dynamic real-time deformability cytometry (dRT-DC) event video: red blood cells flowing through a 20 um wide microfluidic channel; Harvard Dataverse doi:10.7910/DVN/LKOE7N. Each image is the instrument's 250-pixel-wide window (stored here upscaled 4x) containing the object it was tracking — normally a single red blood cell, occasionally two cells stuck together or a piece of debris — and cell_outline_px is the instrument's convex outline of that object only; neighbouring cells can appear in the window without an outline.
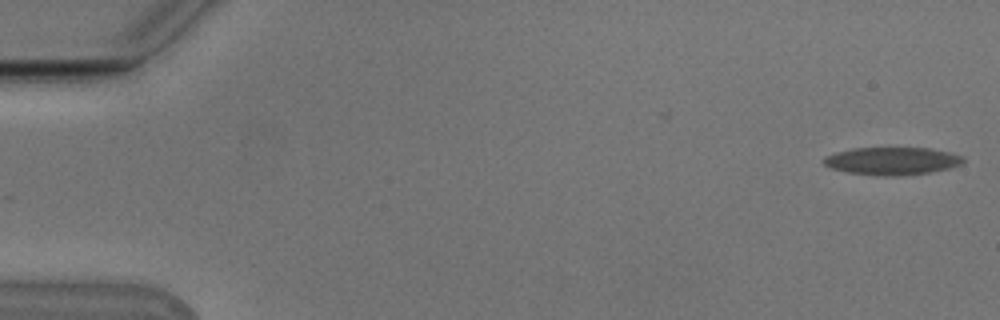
{"species": "Egyptian fruit bat (a non-hibernating species)", "species_latin": "Rousettus aegyptiacus", "temperature_condition": "cold", "stored_images_in_passage": 3, "camera_frame_rate_fps": 3000, "um_per_image_px": 0.085, "animal": {"sex": "male"}, "frame": {"image": 1, "passage_image": 3, "time_ms": 0.667, "image_size_px": [1000, 320], "cell_outline_px": [[964, 160], [960, 164], [948, 168], [928, 172], [900, 176], [884, 176], [848, 172], [832, 168], [824, 164], [824, 156], [836, 152], [852, 148], [932, 148], [964, 156]], "centroid_in_image_um": [75.82, 13.67], "position_along_channel_um": 9.2, "area_um2": 22.31}}